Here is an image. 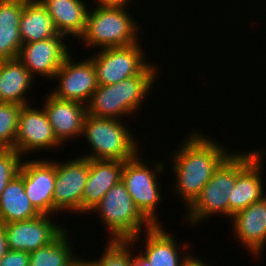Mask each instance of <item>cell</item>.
I'll return each mask as SVG.
<instances>
[{"label": "cell", "mask_w": 266, "mask_h": 266, "mask_svg": "<svg viewBox=\"0 0 266 266\" xmlns=\"http://www.w3.org/2000/svg\"><path fill=\"white\" fill-rule=\"evenodd\" d=\"M72 58L70 53L55 73L58 85L50 93L60 99L87 105L98 87L96 70L89 56L79 61Z\"/></svg>", "instance_id": "cell-11"}, {"label": "cell", "mask_w": 266, "mask_h": 266, "mask_svg": "<svg viewBox=\"0 0 266 266\" xmlns=\"http://www.w3.org/2000/svg\"><path fill=\"white\" fill-rule=\"evenodd\" d=\"M201 261L200 259H197V257L194 258V255L190 256L189 259L183 264V266H208V264Z\"/></svg>", "instance_id": "cell-33"}, {"label": "cell", "mask_w": 266, "mask_h": 266, "mask_svg": "<svg viewBox=\"0 0 266 266\" xmlns=\"http://www.w3.org/2000/svg\"><path fill=\"white\" fill-rule=\"evenodd\" d=\"M93 212H97L103 225L108 227L111 235L108 239H129L136 243L140 240L141 231L153 226L135 206L122 180L104 194L89 214Z\"/></svg>", "instance_id": "cell-5"}, {"label": "cell", "mask_w": 266, "mask_h": 266, "mask_svg": "<svg viewBox=\"0 0 266 266\" xmlns=\"http://www.w3.org/2000/svg\"><path fill=\"white\" fill-rule=\"evenodd\" d=\"M238 177V151L219 166L198 197L187 208L185 219L193 227L212 215L229 218V196ZM187 214V215H186ZM202 220V221H201Z\"/></svg>", "instance_id": "cell-6"}, {"label": "cell", "mask_w": 266, "mask_h": 266, "mask_svg": "<svg viewBox=\"0 0 266 266\" xmlns=\"http://www.w3.org/2000/svg\"><path fill=\"white\" fill-rule=\"evenodd\" d=\"M8 250L9 248L4 224L0 223V260L4 257Z\"/></svg>", "instance_id": "cell-31"}, {"label": "cell", "mask_w": 266, "mask_h": 266, "mask_svg": "<svg viewBox=\"0 0 266 266\" xmlns=\"http://www.w3.org/2000/svg\"><path fill=\"white\" fill-rule=\"evenodd\" d=\"M140 41L127 47L100 49L89 57L95 67L98 85H112L139 75L150 63ZM145 57V58H144Z\"/></svg>", "instance_id": "cell-8"}, {"label": "cell", "mask_w": 266, "mask_h": 266, "mask_svg": "<svg viewBox=\"0 0 266 266\" xmlns=\"http://www.w3.org/2000/svg\"><path fill=\"white\" fill-rule=\"evenodd\" d=\"M21 105L0 103V149H15Z\"/></svg>", "instance_id": "cell-27"}, {"label": "cell", "mask_w": 266, "mask_h": 266, "mask_svg": "<svg viewBox=\"0 0 266 266\" xmlns=\"http://www.w3.org/2000/svg\"><path fill=\"white\" fill-rule=\"evenodd\" d=\"M19 32L23 44L43 41L59 34L40 0H24Z\"/></svg>", "instance_id": "cell-23"}, {"label": "cell", "mask_w": 266, "mask_h": 266, "mask_svg": "<svg viewBox=\"0 0 266 266\" xmlns=\"http://www.w3.org/2000/svg\"><path fill=\"white\" fill-rule=\"evenodd\" d=\"M51 215L4 224L9 250L32 252L55 241L67 228L55 224Z\"/></svg>", "instance_id": "cell-14"}, {"label": "cell", "mask_w": 266, "mask_h": 266, "mask_svg": "<svg viewBox=\"0 0 266 266\" xmlns=\"http://www.w3.org/2000/svg\"><path fill=\"white\" fill-rule=\"evenodd\" d=\"M159 68L149 64L139 75L117 84L98 85L87 106V114L99 118L119 119L138 112L157 79Z\"/></svg>", "instance_id": "cell-2"}, {"label": "cell", "mask_w": 266, "mask_h": 266, "mask_svg": "<svg viewBox=\"0 0 266 266\" xmlns=\"http://www.w3.org/2000/svg\"><path fill=\"white\" fill-rule=\"evenodd\" d=\"M97 7H127L130 0H96ZM127 5V6H126Z\"/></svg>", "instance_id": "cell-30"}, {"label": "cell", "mask_w": 266, "mask_h": 266, "mask_svg": "<svg viewBox=\"0 0 266 266\" xmlns=\"http://www.w3.org/2000/svg\"><path fill=\"white\" fill-rule=\"evenodd\" d=\"M89 170L90 159L81 156L67 159L64 163L56 161L53 215L59 211L81 213V196Z\"/></svg>", "instance_id": "cell-10"}, {"label": "cell", "mask_w": 266, "mask_h": 266, "mask_svg": "<svg viewBox=\"0 0 266 266\" xmlns=\"http://www.w3.org/2000/svg\"><path fill=\"white\" fill-rule=\"evenodd\" d=\"M22 106L18 116L15 150L23 157L34 151L60 148L44 108ZM54 147V148H53Z\"/></svg>", "instance_id": "cell-12"}, {"label": "cell", "mask_w": 266, "mask_h": 266, "mask_svg": "<svg viewBox=\"0 0 266 266\" xmlns=\"http://www.w3.org/2000/svg\"><path fill=\"white\" fill-rule=\"evenodd\" d=\"M30 254L27 251L8 250L0 260V266H29Z\"/></svg>", "instance_id": "cell-29"}, {"label": "cell", "mask_w": 266, "mask_h": 266, "mask_svg": "<svg viewBox=\"0 0 266 266\" xmlns=\"http://www.w3.org/2000/svg\"><path fill=\"white\" fill-rule=\"evenodd\" d=\"M105 251L100 258L87 259L93 266H130L132 257V244L129 239H108Z\"/></svg>", "instance_id": "cell-26"}, {"label": "cell", "mask_w": 266, "mask_h": 266, "mask_svg": "<svg viewBox=\"0 0 266 266\" xmlns=\"http://www.w3.org/2000/svg\"><path fill=\"white\" fill-rule=\"evenodd\" d=\"M124 161L90 160V170L81 196V213H89L114 185L122 180Z\"/></svg>", "instance_id": "cell-19"}, {"label": "cell", "mask_w": 266, "mask_h": 266, "mask_svg": "<svg viewBox=\"0 0 266 266\" xmlns=\"http://www.w3.org/2000/svg\"><path fill=\"white\" fill-rule=\"evenodd\" d=\"M24 0H0V60L15 59L22 47L19 32Z\"/></svg>", "instance_id": "cell-22"}, {"label": "cell", "mask_w": 266, "mask_h": 266, "mask_svg": "<svg viewBox=\"0 0 266 266\" xmlns=\"http://www.w3.org/2000/svg\"><path fill=\"white\" fill-rule=\"evenodd\" d=\"M59 34L76 39L83 34L89 11L83 0H40Z\"/></svg>", "instance_id": "cell-20"}, {"label": "cell", "mask_w": 266, "mask_h": 266, "mask_svg": "<svg viewBox=\"0 0 266 266\" xmlns=\"http://www.w3.org/2000/svg\"><path fill=\"white\" fill-rule=\"evenodd\" d=\"M264 154L266 153L262 149L238 153V177L231 193L228 194L230 219L235 213L266 196L261 179Z\"/></svg>", "instance_id": "cell-9"}, {"label": "cell", "mask_w": 266, "mask_h": 266, "mask_svg": "<svg viewBox=\"0 0 266 266\" xmlns=\"http://www.w3.org/2000/svg\"><path fill=\"white\" fill-rule=\"evenodd\" d=\"M27 197L44 215H53V192L56 182V161L31 159L22 161L19 173Z\"/></svg>", "instance_id": "cell-13"}, {"label": "cell", "mask_w": 266, "mask_h": 266, "mask_svg": "<svg viewBox=\"0 0 266 266\" xmlns=\"http://www.w3.org/2000/svg\"><path fill=\"white\" fill-rule=\"evenodd\" d=\"M163 225H153L145 231V245L140 251L149 261L150 266H183L191 253L186 252L190 245L184 242L178 245L175 236L165 230ZM174 238V239H173ZM184 246V247H183ZM181 247V248H180ZM179 249L182 251H179ZM186 252V253H185ZM182 255V256H181Z\"/></svg>", "instance_id": "cell-18"}, {"label": "cell", "mask_w": 266, "mask_h": 266, "mask_svg": "<svg viewBox=\"0 0 266 266\" xmlns=\"http://www.w3.org/2000/svg\"><path fill=\"white\" fill-rule=\"evenodd\" d=\"M231 220L241 245L255 257L262 254L266 245V196L235 213Z\"/></svg>", "instance_id": "cell-17"}, {"label": "cell", "mask_w": 266, "mask_h": 266, "mask_svg": "<svg viewBox=\"0 0 266 266\" xmlns=\"http://www.w3.org/2000/svg\"><path fill=\"white\" fill-rule=\"evenodd\" d=\"M131 132L124 121L87 114L82 136L90 144L92 153L80 156L90 160H130L140 151Z\"/></svg>", "instance_id": "cell-4"}, {"label": "cell", "mask_w": 266, "mask_h": 266, "mask_svg": "<svg viewBox=\"0 0 266 266\" xmlns=\"http://www.w3.org/2000/svg\"><path fill=\"white\" fill-rule=\"evenodd\" d=\"M32 81H36L35 78L17 58L0 60V103L29 105L26 96L33 88Z\"/></svg>", "instance_id": "cell-21"}, {"label": "cell", "mask_w": 266, "mask_h": 266, "mask_svg": "<svg viewBox=\"0 0 266 266\" xmlns=\"http://www.w3.org/2000/svg\"><path fill=\"white\" fill-rule=\"evenodd\" d=\"M38 215L40 213L26 195L23 178L16 175L0 195V223L29 220Z\"/></svg>", "instance_id": "cell-24"}, {"label": "cell", "mask_w": 266, "mask_h": 266, "mask_svg": "<svg viewBox=\"0 0 266 266\" xmlns=\"http://www.w3.org/2000/svg\"><path fill=\"white\" fill-rule=\"evenodd\" d=\"M43 101L42 107L46 111L54 135L61 145L68 140L81 137L87 115L85 104L57 98L50 92Z\"/></svg>", "instance_id": "cell-16"}, {"label": "cell", "mask_w": 266, "mask_h": 266, "mask_svg": "<svg viewBox=\"0 0 266 266\" xmlns=\"http://www.w3.org/2000/svg\"><path fill=\"white\" fill-rule=\"evenodd\" d=\"M127 7H97L88 11L87 23L79 42L88 47H127L140 41L135 19ZM91 10V11H90ZM138 37V38H137Z\"/></svg>", "instance_id": "cell-3"}, {"label": "cell", "mask_w": 266, "mask_h": 266, "mask_svg": "<svg viewBox=\"0 0 266 266\" xmlns=\"http://www.w3.org/2000/svg\"><path fill=\"white\" fill-rule=\"evenodd\" d=\"M136 255L132 257L130 266H150L148 259L141 252Z\"/></svg>", "instance_id": "cell-32"}, {"label": "cell", "mask_w": 266, "mask_h": 266, "mask_svg": "<svg viewBox=\"0 0 266 266\" xmlns=\"http://www.w3.org/2000/svg\"><path fill=\"white\" fill-rule=\"evenodd\" d=\"M67 229L51 244L30 254L29 266H74L81 258L72 252Z\"/></svg>", "instance_id": "cell-25"}, {"label": "cell", "mask_w": 266, "mask_h": 266, "mask_svg": "<svg viewBox=\"0 0 266 266\" xmlns=\"http://www.w3.org/2000/svg\"><path fill=\"white\" fill-rule=\"evenodd\" d=\"M139 155L140 153L134 158L124 161L122 181L139 211L153 225H161L162 222L159 223V218H157L159 216L156 213V207L163 199H161V186L157 179L158 175H162L164 171L165 162L161 160L155 164L153 169L152 167L150 169L146 160L140 158Z\"/></svg>", "instance_id": "cell-7"}, {"label": "cell", "mask_w": 266, "mask_h": 266, "mask_svg": "<svg viewBox=\"0 0 266 266\" xmlns=\"http://www.w3.org/2000/svg\"><path fill=\"white\" fill-rule=\"evenodd\" d=\"M23 157L15 149H0V195L19 173Z\"/></svg>", "instance_id": "cell-28"}, {"label": "cell", "mask_w": 266, "mask_h": 266, "mask_svg": "<svg viewBox=\"0 0 266 266\" xmlns=\"http://www.w3.org/2000/svg\"><path fill=\"white\" fill-rule=\"evenodd\" d=\"M74 266H93L88 260L81 258Z\"/></svg>", "instance_id": "cell-34"}, {"label": "cell", "mask_w": 266, "mask_h": 266, "mask_svg": "<svg viewBox=\"0 0 266 266\" xmlns=\"http://www.w3.org/2000/svg\"><path fill=\"white\" fill-rule=\"evenodd\" d=\"M210 136L195 130L187 136L172 156V171L175 174V194L184 199L186 209L198 197L219 166L232 154ZM176 188V189H175ZM177 192V193H176Z\"/></svg>", "instance_id": "cell-1"}, {"label": "cell", "mask_w": 266, "mask_h": 266, "mask_svg": "<svg viewBox=\"0 0 266 266\" xmlns=\"http://www.w3.org/2000/svg\"><path fill=\"white\" fill-rule=\"evenodd\" d=\"M65 38L64 35L58 34L43 41L22 44L17 59L34 78L41 75L51 80L71 53L67 50L69 48Z\"/></svg>", "instance_id": "cell-15"}]
</instances>
